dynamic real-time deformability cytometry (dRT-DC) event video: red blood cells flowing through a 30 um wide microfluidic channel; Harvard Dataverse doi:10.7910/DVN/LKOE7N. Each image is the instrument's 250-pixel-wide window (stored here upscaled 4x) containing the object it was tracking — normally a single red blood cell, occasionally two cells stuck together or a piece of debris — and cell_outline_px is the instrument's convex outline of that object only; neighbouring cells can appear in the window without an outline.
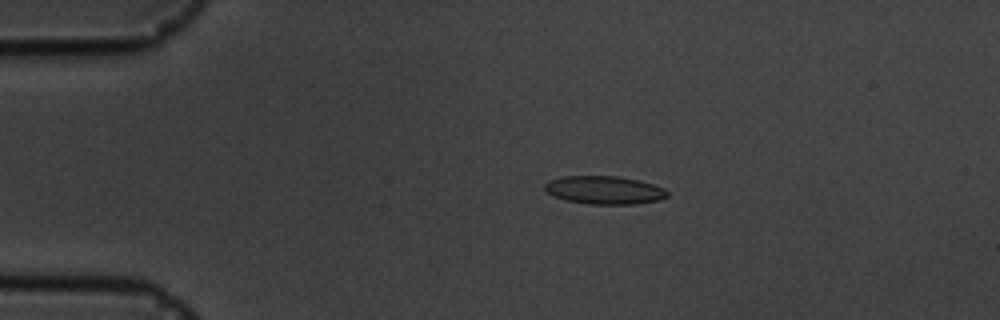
{"species": "common noctule bat (a hibernating species)", "species_latin": "Nyctalus noctula", "temperature_condition": "cold", "stored_images_in_passage": 5, "camera_frame_rate_fps": 3000, "um_per_image_px": 0.085, "animal": {"sex": "male", "body_mass_g": 19.5, "forearm_length_mm": 54.6}, "frame": {"image": 1, "passage_image": 3, "time_ms": 2.0, "image_size_px": [1000, 320], "cell_outline_px": [[668, 196], [660, 200], [632, 204], [588, 204], [568, 200], [556, 196], [548, 192], [544, 188], [544, 184], [548, 180], [564, 176], [620, 176], [640, 180], [664, 188], [668, 192]], "centroid_in_image_um": [51.4, 16.14], "position_along_channel_um": 33.6, "area_um2": 20.06}}
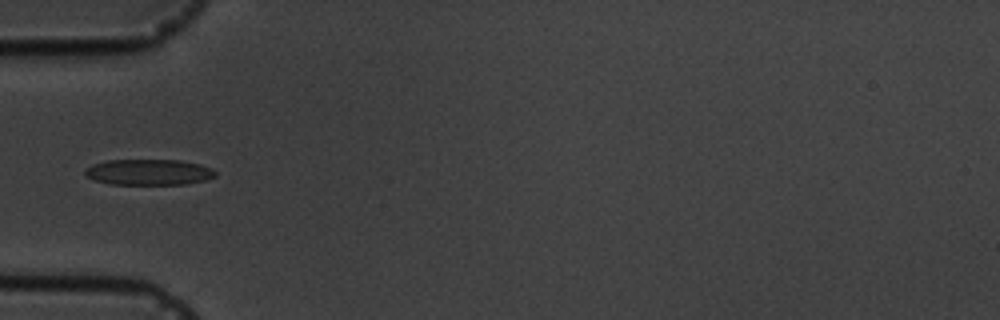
{"frame": {"image": 2, "passage_image": 5, "time_ms": 4.333, "image_size_px": [1000, 320], "cell_outline_px": [[216, 176], [204, 180], [184, 184], [112, 184], [96, 180], [88, 176], [84, 172], [84, 168], [92, 164], [108, 160], [180, 160], [200, 164], [212, 168], [216, 172]], "centroid_in_image_um": [12.65, 14.62], "position_along_channel_um": 72.3, "area_um2": 19.54}}